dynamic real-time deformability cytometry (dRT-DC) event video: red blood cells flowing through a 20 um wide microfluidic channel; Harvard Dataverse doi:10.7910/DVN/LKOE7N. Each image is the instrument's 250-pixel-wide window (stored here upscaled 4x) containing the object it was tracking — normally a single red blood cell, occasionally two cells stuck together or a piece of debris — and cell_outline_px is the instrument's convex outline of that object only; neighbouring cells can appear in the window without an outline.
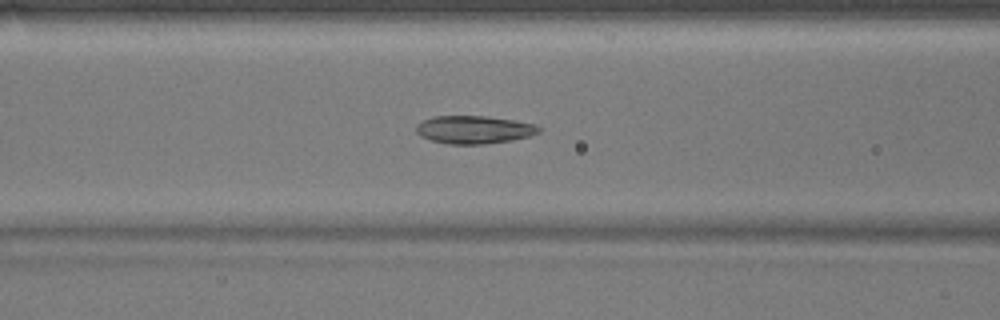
{"species": "common noctule bat (a hibernating species)", "species_latin": "Nyctalus noctula", "temperature_condition": "warm", "stored_images_in_passage": 47, "camera_frame_rate_fps": 3000, "um_per_image_px": 0.085, "animal": {"sex": "male", "body_mass_g": 17.9}, "frame": {"image": 1, "passage_image": 16, "time_ms": 5.0, "image_size_px": [1000, 320], "cell_outline_px": [[540, 132], [528, 136], [512, 140], [484, 144], [448, 144], [432, 140], [420, 136], [416, 132], [416, 124], [432, 116], [484, 116], [512, 120], [536, 124], [540, 128]], "centroid_in_image_um": [40.27, 11.02], "position_along_channel_um": 126.3, "area_um2": 19.88}}
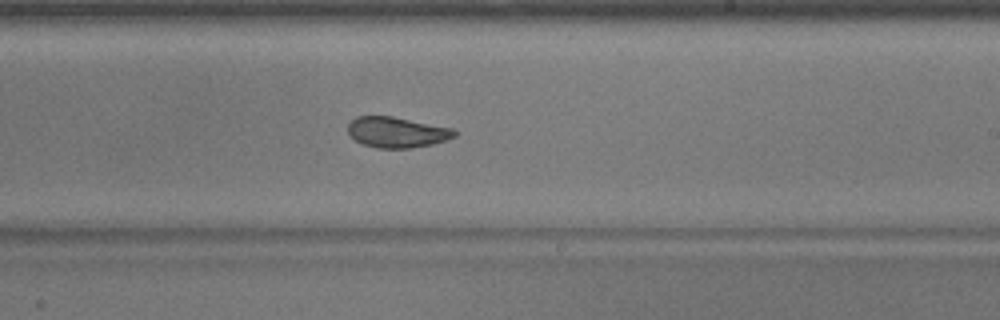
{"frame": {"image": 2, "passage_image": 26, "time_ms": 8.333, "image_size_px": [1000, 320], "cell_outline_px": [[460, 132], [456, 136], [448, 140], [432, 144], [412, 148], [376, 148], [364, 144], [356, 140], [348, 132], [348, 124], [356, 116], [392, 116], [452, 128]], "centroid_in_image_um": [33.78, 11.24], "position_along_channel_um": 255.2, "area_um2": 19.07}}
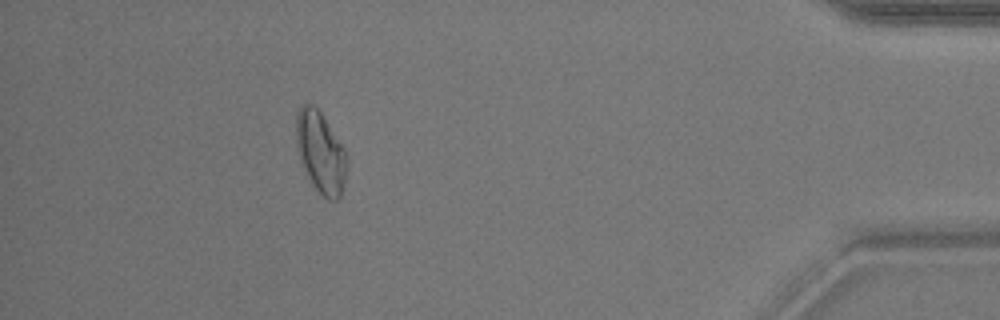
{"frame": {"image": 3, "passage_image": 42, "time_ms": 13.667, "image_size_px": [1000, 320], "cell_outline_px": [[348, 160], [340, 200], [328, 200], [312, 184], [300, 160], [296, 144], [296, 112], [304, 104], [312, 104], [320, 112], [344, 148]], "centroid_in_image_um": [27.25, 12.95], "position_along_channel_um": 408.0, "area_um2": 23.76}, "authors_computed_cell_mechanics": {"area_um2": 20.9236, "velocity_mm_per_s": 3.8776, "shape_relaxation_time_tau1_ms": 4.2255, "shape_relaxation_time_tau2_ms": 1.4854, "deformation_change_tau1": 0.1753, "deformation_change_tau2": 0.0708}}